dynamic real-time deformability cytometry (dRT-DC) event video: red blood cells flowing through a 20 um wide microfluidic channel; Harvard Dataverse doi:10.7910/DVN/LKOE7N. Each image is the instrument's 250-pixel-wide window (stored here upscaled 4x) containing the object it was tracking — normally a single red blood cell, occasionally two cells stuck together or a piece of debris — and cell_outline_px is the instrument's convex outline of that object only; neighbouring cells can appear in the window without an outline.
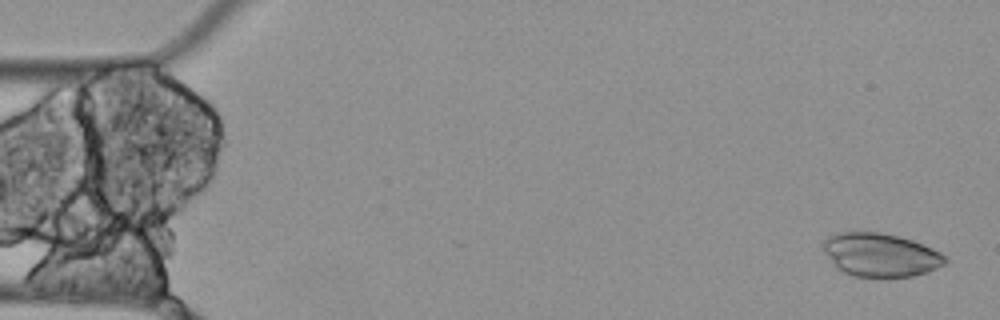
{"species": "Egyptian fruit bat (a non-hibernating species)", "species_latin": "Rousettus aegyptiacus", "temperature_condition": "cold", "stored_images_in_passage": 4, "camera_frame_rate_fps": 3000, "um_per_image_px": 0.085, "animal": {"sex": "female"}, "frame": {"image": 1, "passage_image": 1, "time_ms": 0.0, "image_size_px": [1000, 320], "cell_outline_px": [[948, 260], [944, 264], [928, 272], [912, 276], [884, 280], [880, 280], [852, 276], [836, 268], [828, 256], [824, 248], [824, 240], [828, 236], [836, 232], [880, 232], [912, 240], [932, 248], [940, 252]], "centroid_in_image_um": [74.84, 21.71], "position_along_channel_um": 10.2, "area_um2": 31.44}}
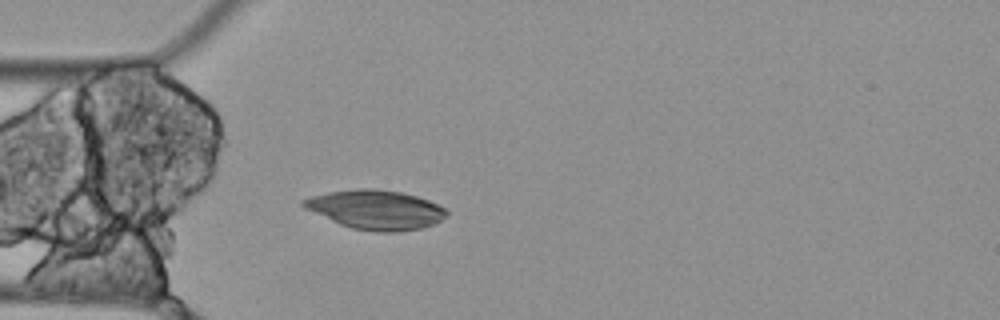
{"frame": {"image": 2, "passage_image": 4, "time_ms": 1.0, "image_size_px": [1000, 320], "cell_outline_px": [[448, 216], [432, 224], [420, 228], [396, 232], [376, 232], [352, 228], [340, 224], [304, 208], [300, 204], [300, 200], [312, 196], [328, 192], [356, 188], [372, 188], [400, 192], [416, 196], [428, 200], [444, 208], [448, 212]], "centroid_in_image_um": [31.91, 17.82], "position_along_channel_um": 53.1, "area_um2": 32.6}}